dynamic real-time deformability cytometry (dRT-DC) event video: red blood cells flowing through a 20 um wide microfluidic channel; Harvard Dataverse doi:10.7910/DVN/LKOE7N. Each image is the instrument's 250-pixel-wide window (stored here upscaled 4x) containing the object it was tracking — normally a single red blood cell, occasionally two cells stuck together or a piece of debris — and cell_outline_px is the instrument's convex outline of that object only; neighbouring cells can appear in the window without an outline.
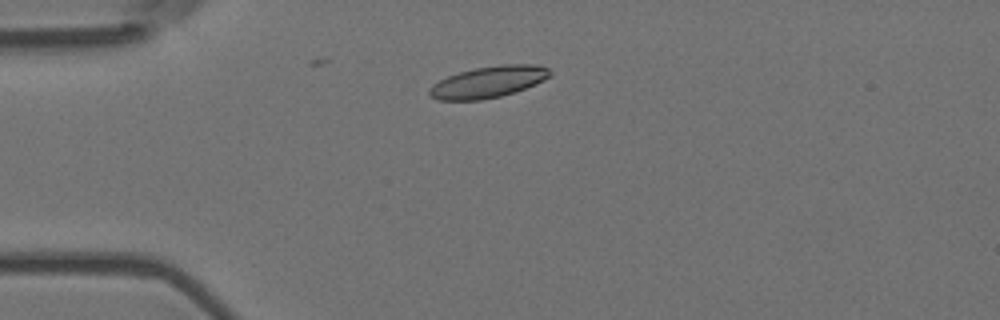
{"species": "Egyptian fruit bat (a non-hibernating species)", "species_latin": "Rousettus aegyptiacus", "temperature_condition": "room temperature", "stored_images_in_passage": 4, "camera_frame_rate_fps": 3000, "um_per_image_px": 0.085, "animal": {"sex": "female"}, "frame": {"image": 1, "passage_image": 2, "time_ms": 0.333, "image_size_px": [1000, 320], "cell_outline_px": [[552, 72], [544, 80], [524, 88], [500, 96], [480, 100], [436, 100], [428, 96], [428, 88], [432, 84], [448, 76], [472, 68], [500, 64], [536, 64], [548, 68]], "centroid_in_image_um": [41.45, 6.96], "position_along_channel_um": 43.5, "area_um2": 22.14}}
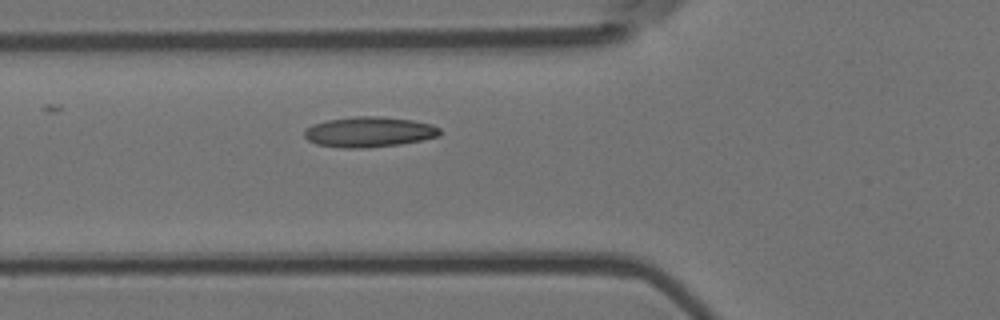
{"frame": {"image": 2, "passage_image": 4, "time_ms": 1.0, "image_size_px": [1000, 320], "cell_outline_px": [[440, 136], [400, 144], [368, 148], [344, 148], [316, 144], [308, 140], [304, 136], [304, 132], [312, 124], [328, 120], [356, 116], [376, 116], [412, 120], [432, 124], [440, 128]], "centroid_in_image_um": [31.38, 11.22], "position_along_channel_um": 94.4, "area_um2": 23.87}}